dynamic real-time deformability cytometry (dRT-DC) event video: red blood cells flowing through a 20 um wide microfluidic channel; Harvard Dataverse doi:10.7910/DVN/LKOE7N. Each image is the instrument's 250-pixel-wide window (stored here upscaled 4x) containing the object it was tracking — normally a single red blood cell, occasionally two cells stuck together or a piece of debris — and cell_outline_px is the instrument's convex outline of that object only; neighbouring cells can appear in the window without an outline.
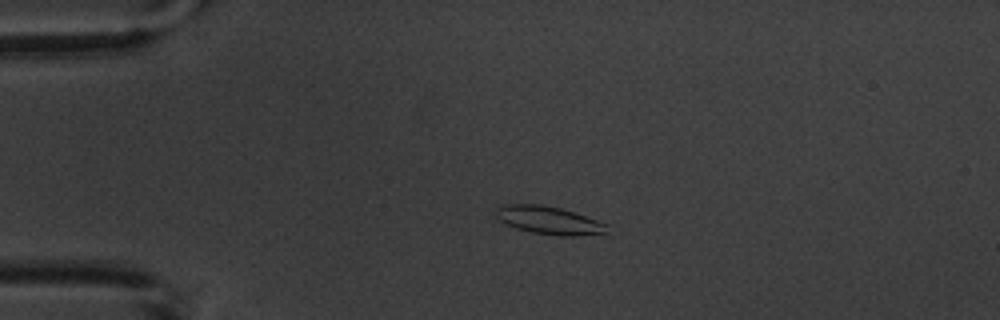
{"species": "common noctule bat (a hibernating species)", "species_latin": "Nyctalus noctula", "temperature_condition": "warm", "stored_images_in_passage": 2, "camera_frame_rate_fps": 3000, "um_per_image_px": 0.085, "animal": {"sex": "male", "body_mass_g": 20.1, "forearm_length_mm": 53.5}, "frame": {"image": 1, "passage_image": 1, "time_ms": 0.0, "image_size_px": [1000, 320], "cell_outline_px": [[608, 224], [604, 232], [580, 236], [556, 236], [532, 232], [516, 228], [500, 220], [496, 216], [496, 208], [500, 204], [540, 204], [560, 208]], "centroid_in_image_um": [46.61, 18.72], "position_along_channel_um": 38.4, "area_um2": 17.86}}